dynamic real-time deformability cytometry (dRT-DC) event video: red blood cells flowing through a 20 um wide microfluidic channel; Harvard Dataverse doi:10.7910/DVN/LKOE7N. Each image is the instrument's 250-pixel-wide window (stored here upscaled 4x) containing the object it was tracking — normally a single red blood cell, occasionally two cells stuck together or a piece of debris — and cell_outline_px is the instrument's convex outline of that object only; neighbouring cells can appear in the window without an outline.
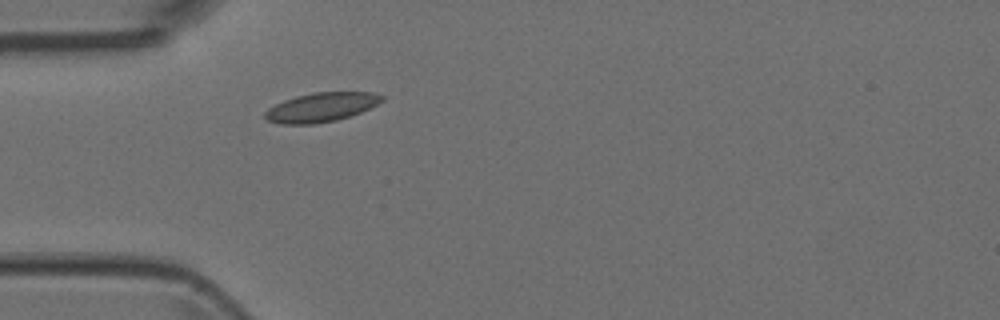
{"species": "Egyptian fruit bat (a non-hibernating species)", "species_latin": "Rousettus aegyptiacus", "temperature_condition": "room temperature", "stored_images_in_passage": 6, "camera_frame_rate_fps": 3000, "um_per_image_px": 0.085, "animal": {"sex": "female"}, "frame": {"image": 1, "passage_image": 6, "time_ms": 1.667, "image_size_px": [1000, 320], "cell_outline_px": [[384, 100], [360, 112], [336, 120], [312, 124], [280, 124], [268, 120], [264, 116], [264, 112], [268, 108], [284, 100], [296, 96], [312, 92], [372, 92], [384, 96]], "centroid_in_image_um": [27.28, 9.11], "position_along_channel_um": 57.7, "area_um2": 19.71}}